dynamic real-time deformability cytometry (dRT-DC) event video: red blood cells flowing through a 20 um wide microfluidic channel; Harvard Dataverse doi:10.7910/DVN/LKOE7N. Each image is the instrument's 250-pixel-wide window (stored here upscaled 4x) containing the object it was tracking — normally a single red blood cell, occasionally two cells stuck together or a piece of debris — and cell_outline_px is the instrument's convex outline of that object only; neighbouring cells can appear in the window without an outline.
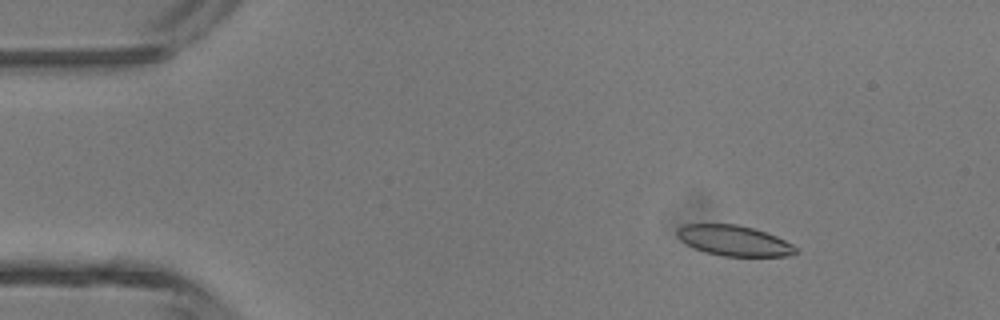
{"species": "common noctule bat (a hibernating species)", "species_latin": "Nyctalus noctula", "temperature_condition": "room temperature", "stored_images_in_passage": 45, "camera_frame_rate_fps": 3000, "um_per_image_px": 0.085, "animal": {"sex": "male", "body_mass_g": 13.3}, "frame": {"image": 1, "passage_image": 6, "time_ms": 1.667, "image_size_px": [1000, 320], "cell_outline_px": [[796, 252], [788, 256], [724, 256], [704, 252], [680, 240], [676, 236], [676, 228], [684, 224], [736, 224], [756, 228], [776, 236], [792, 244], [796, 248]], "centroid_in_image_um": [62.36, 20.44], "position_along_channel_um": 22.6, "area_um2": 21.04}}
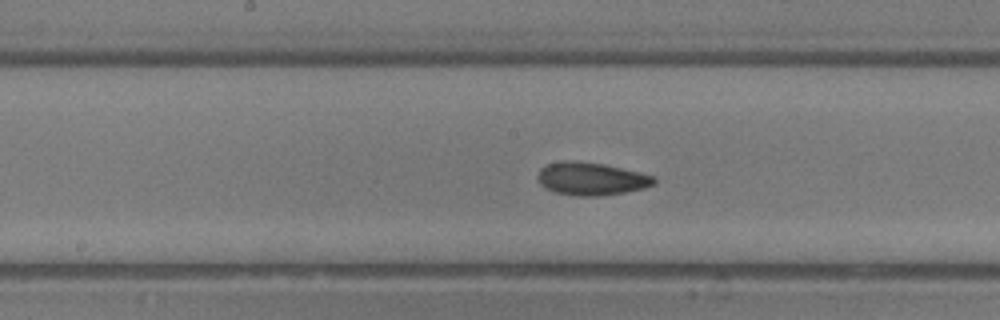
{"frame": {"image": 2, "passage_image": 23, "time_ms": 7.333, "image_size_px": [1000, 320], "cell_outline_px": [[656, 184], [644, 188], [624, 192], [600, 196], [576, 196], [556, 192], [540, 184], [536, 176], [540, 168], [548, 164], [604, 164], [656, 176]], "centroid_in_image_um": [50.33, 15.25], "position_along_channel_um": 197.9, "area_um2": 21.39}}
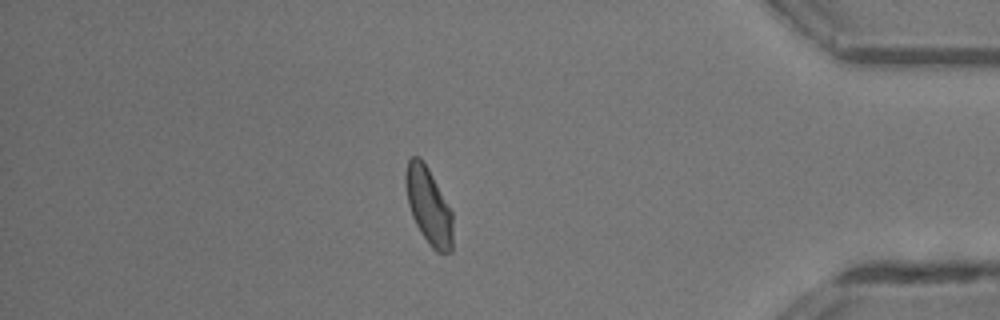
{"frame": {"image": 3, "passage_image": 39, "time_ms": 12.667, "image_size_px": [1000, 320], "cell_outline_px": [[452, 252], [436, 252], [432, 248], [420, 232], [412, 216], [408, 204], [404, 184], [404, 172], [408, 160], [412, 156], [420, 156], [428, 168], [452, 212]], "centroid_in_image_um": [36.4, 17.48], "position_along_channel_um": 398.8, "area_um2": 21.1}, "authors_computed_cell_mechanics": {"area_um2": 21.675, "velocity_mm_per_s": 4.4993, "shape_relaxation_time_tau1_ms": 3.8351, "shape_relaxation_time_tau2_ms": 2.1999, "deformation_change_tau1": 0.1168, "deformation_change_tau2": 0.0766}}